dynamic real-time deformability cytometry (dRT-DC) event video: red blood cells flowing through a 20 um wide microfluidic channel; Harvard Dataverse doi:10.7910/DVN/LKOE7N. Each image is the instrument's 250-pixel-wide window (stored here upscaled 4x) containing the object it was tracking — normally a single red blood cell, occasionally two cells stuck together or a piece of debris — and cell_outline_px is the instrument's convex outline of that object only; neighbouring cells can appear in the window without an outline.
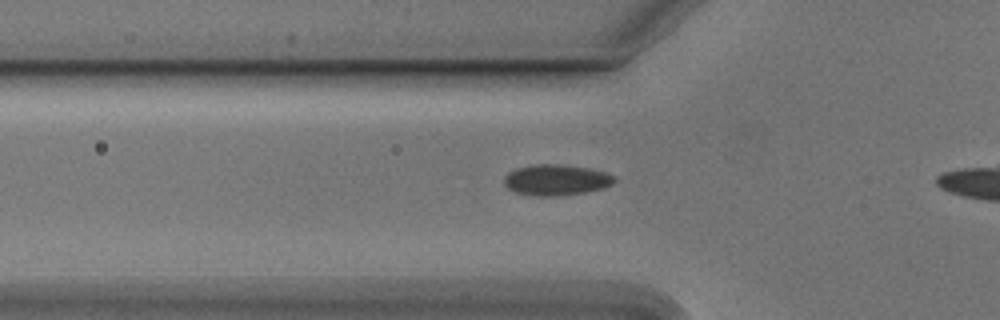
{"species": "Egyptian fruit bat (a non-hibernating species)", "species_latin": "Rousettus aegyptiacus", "temperature_condition": "cold", "stored_images_in_passage": 29, "camera_frame_rate_fps": 3000, "um_per_image_px": 0.085, "animal": {"sex": "male"}, "frame": {"image": 1, "passage_image": 3, "time_ms": 0.667, "image_size_px": [1000, 320], "cell_outline_px": [[616, 180], [612, 184], [604, 188], [584, 192], [560, 196], [536, 196], [516, 192], [508, 188], [504, 184], [504, 176], [508, 172], [516, 168], [536, 164], [560, 164], [592, 168], [604, 172], [612, 176]], "centroid_in_image_um": [47.26, 15.29], "position_along_channel_um": 78.5, "area_um2": 19.88}}
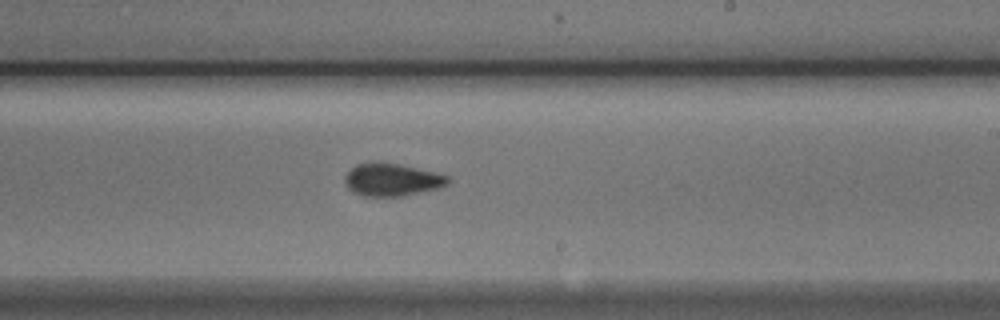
{"frame": {"image": 2, "passage_image": 17, "time_ms": 5.333, "image_size_px": [1000, 320], "cell_outline_px": [[448, 184], [436, 188], [404, 196], [364, 196], [352, 192], [348, 188], [344, 180], [344, 176], [356, 164], [372, 160], [380, 160], [436, 172], [448, 176]], "centroid_in_image_um": [33.26, 15.25], "position_along_channel_um": 255.7, "area_um2": 19.83}}
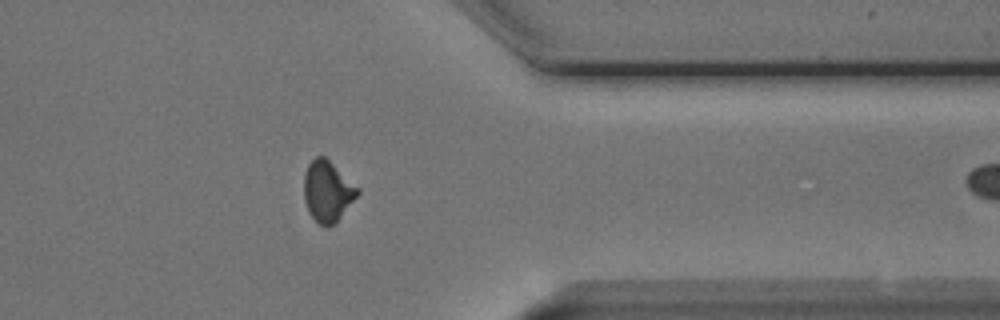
{"frame": {"image": 3, "passage_image": 28, "time_ms": 9.0, "image_size_px": [1000, 320], "cell_outline_px": [[360, 192], [340, 216], [332, 224], [320, 224], [308, 212], [304, 200], [304, 176], [308, 164], [316, 156], [324, 156], [360, 188]], "centroid_in_image_um": [27.83, 16.21], "position_along_channel_um": 383.6, "area_um2": 18.55}}